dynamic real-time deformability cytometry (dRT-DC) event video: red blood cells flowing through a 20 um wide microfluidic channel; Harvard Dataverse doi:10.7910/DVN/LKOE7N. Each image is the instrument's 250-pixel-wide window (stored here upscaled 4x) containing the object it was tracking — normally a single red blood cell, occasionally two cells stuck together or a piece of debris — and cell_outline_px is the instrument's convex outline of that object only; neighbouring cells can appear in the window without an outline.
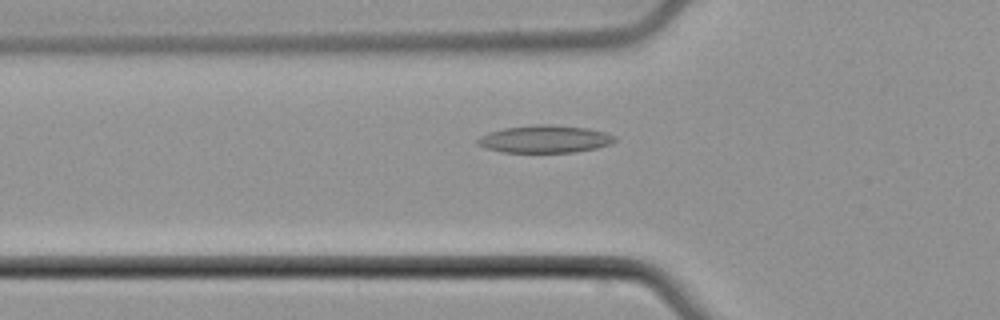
{"species": "common noctule bat (a hibernating species)", "species_latin": "Nyctalus noctula", "temperature_condition": "cold", "stored_images_in_passage": 48, "camera_frame_rate_fps": 3000, "um_per_image_px": 0.085, "animal": {"sex": "male", "body_mass_g": 21.5, "forearm_length_mm": 52.0}, "frame": {"image": 1, "passage_image": 16, "time_ms": 5.0, "image_size_px": [1000, 320], "cell_outline_px": [[616, 140], [612, 144], [596, 148], [572, 152], [504, 152], [488, 148], [476, 144], [476, 140], [480, 136], [488, 132], [504, 128], [536, 124], [548, 124], [588, 128], [604, 132], [616, 136]], "centroid_in_image_um": [46.32, 11.81], "position_along_channel_um": 79.5, "area_um2": 21.96}}
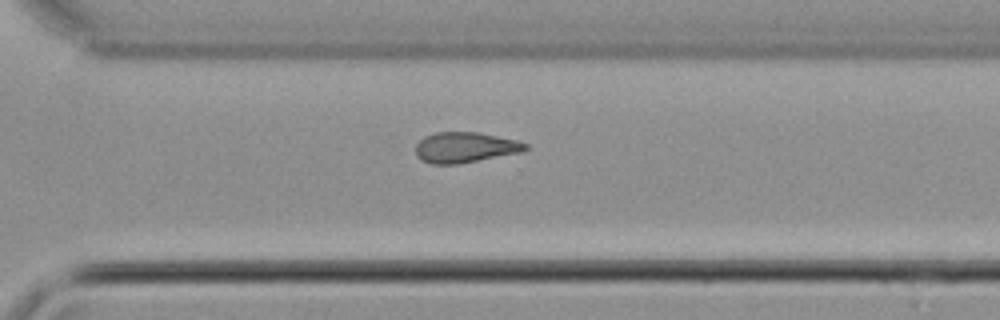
{"frame": {"image": 2, "passage_image": 34, "time_ms": 11.0, "image_size_px": [1000, 320], "cell_outline_px": [[528, 148], [520, 152], [456, 164], [432, 164], [420, 160], [416, 156], [416, 144], [424, 136], [436, 132], [480, 132], [516, 140], [528, 144]], "centroid_in_image_um": [39.49, 12.52], "position_along_channel_um": 331.1, "area_um2": 19.42}}
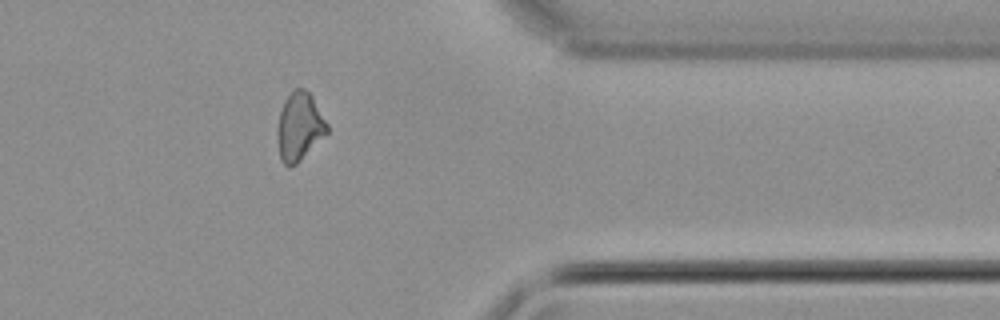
{"frame": {"image": 3, "passage_image": 39, "time_ms": 12.667, "image_size_px": [1000, 320], "cell_outline_px": [[328, 132], [296, 164], [288, 168], [280, 160], [276, 132], [276, 128], [280, 112], [284, 100], [292, 88], [304, 88], [312, 96], [328, 124]], "centroid_in_image_um": [25.42, 10.75], "position_along_channel_um": 386.0, "area_um2": 19.88}}